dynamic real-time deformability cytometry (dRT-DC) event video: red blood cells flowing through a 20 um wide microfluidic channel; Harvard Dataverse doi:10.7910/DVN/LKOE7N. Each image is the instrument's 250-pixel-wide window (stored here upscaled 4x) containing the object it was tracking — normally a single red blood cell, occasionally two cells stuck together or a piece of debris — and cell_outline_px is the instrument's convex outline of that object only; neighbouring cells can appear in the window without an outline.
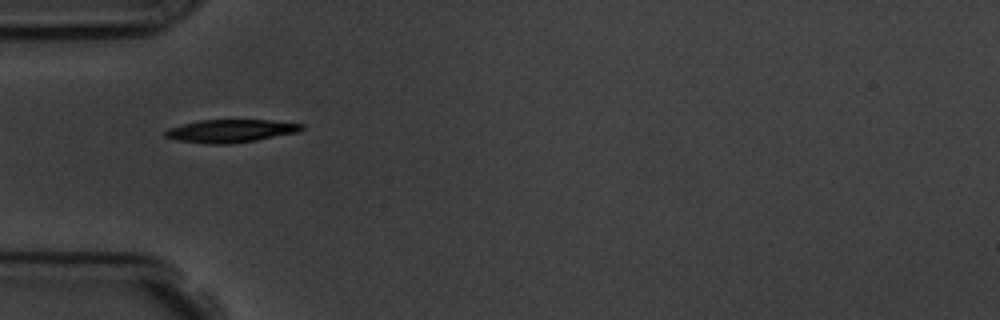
{"species": "common noctule bat (a hibernating species)", "species_latin": "Nyctalus noctula", "temperature_condition": "room temperature", "stored_images_in_passage": 7, "camera_frame_rate_fps": 3000, "um_per_image_px": 0.085, "animal": {"sex": "male", "body_mass_g": 19.5, "forearm_length_mm": 54.6}, "frame": {"image": 1, "passage_image": 5, "time_ms": 5.667, "image_size_px": [1000, 320], "cell_outline_px": [[304, 128], [300, 132], [256, 140], [228, 144], [204, 144], [176, 140], [164, 136], [164, 132], [168, 128], [200, 120], [268, 120], [304, 124]], "centroid_in_image_um": [19.61, 11.13], "position_along_channel_um": 65.4, "area_um2": 18.26}}